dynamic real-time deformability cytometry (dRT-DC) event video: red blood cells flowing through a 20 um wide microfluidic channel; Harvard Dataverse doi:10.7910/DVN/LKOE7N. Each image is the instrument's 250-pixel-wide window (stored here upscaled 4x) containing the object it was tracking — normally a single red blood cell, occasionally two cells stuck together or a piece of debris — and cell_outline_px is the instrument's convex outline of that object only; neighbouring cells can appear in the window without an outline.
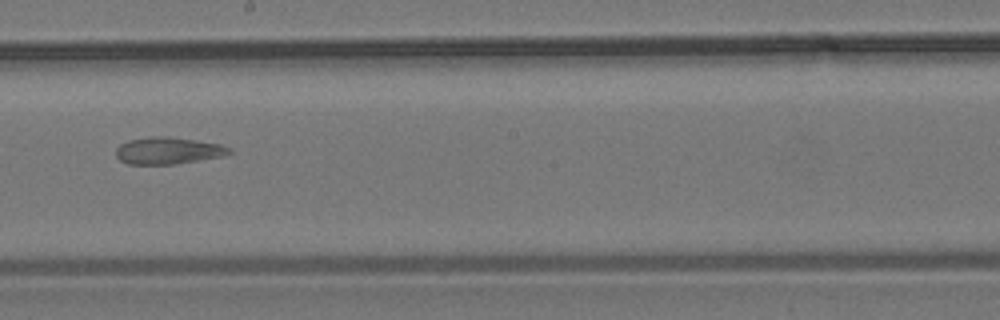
{"species": "common noctule bat (a hibernating species)", "species_latin": "Nyctalus noctula", "temperature_condition": "room temperature", "stored_images_in_passage": 15, "camera_frame_rate_fps": 3000, "um_per_image_px": 0.085, "animal": {"sex": "male", "body_mass_g": 19.2, "forearm_length_mm": 51.8}, "frame": {"image": 1, "passage_image": 9, "time_ms": 10.0, "image_size_px": [1000, 320], "cell_outline_px": [[232, 152], [224, 156], [176, 164], [128, 164], [120, 160], [116, 156], [116, 148], [120, 144], [128, 140], [148, 136], [168, 136], [196, 140], [220, 144], [232, 148]], "centroid_in_image_um": [14.29, 12.8], "position_along_channel_um": 233.9, "area_um2": 17.98}}
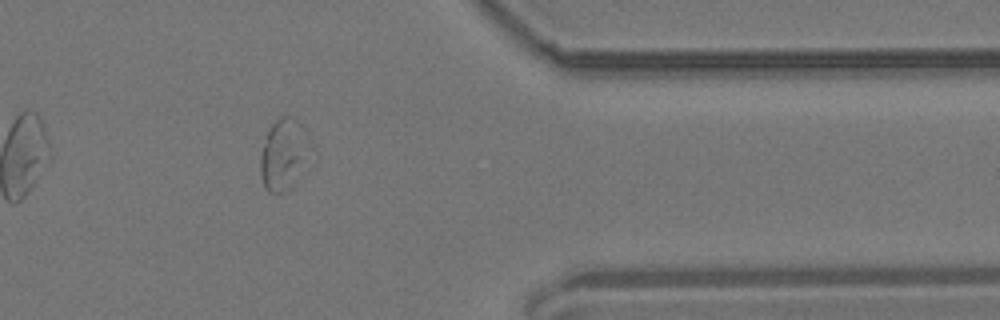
{"frame": {"image": 2, "passage_image": 13, "time_ms": 14.667, "image_size_px": [1000, 320], "cell_outline_px": [[304, 132], [296, 180], [292, 188], [284, 192], [268, 192], [264, 188], [260, 176], [260, 156], [268, 128], [280, 116], [288, 116], [296, 120], [304, 128]], "centroid_in_image_um": [23.91, 13.15], "position_along_channel_um": 387.5, "area_um2": 18.79}}
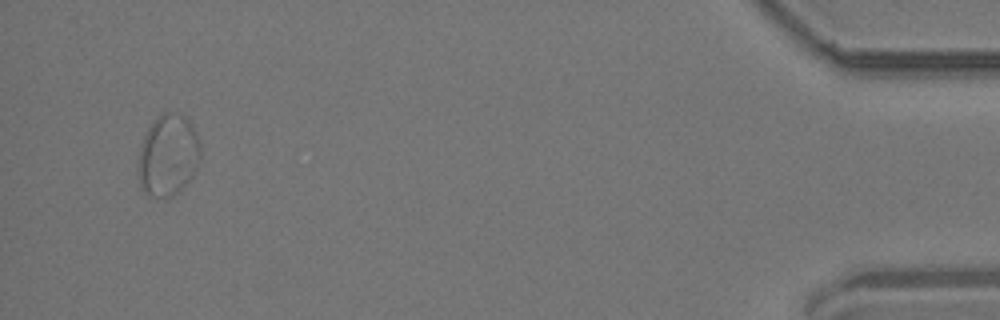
{"frame": {"image": 3, "passage_image": 15, "time_ms": 17.333, "image_size_px": [1000, 320], "cell_outline_px": [[200, 160], [192, 176], [180, 192], [172, 196], [152, 196], [144, 192], [140, 188], [136, 168], [140, 148], [144, 136], [148, 128], [156, 116], [160, 112], [168, 112], [184, 116], [192, 124], [196, 132], [200, 144]], "centroid_in_image_um": [14.27, 13.2], "position_along_channel_um": 420.9, "area_um2": 29.94}}